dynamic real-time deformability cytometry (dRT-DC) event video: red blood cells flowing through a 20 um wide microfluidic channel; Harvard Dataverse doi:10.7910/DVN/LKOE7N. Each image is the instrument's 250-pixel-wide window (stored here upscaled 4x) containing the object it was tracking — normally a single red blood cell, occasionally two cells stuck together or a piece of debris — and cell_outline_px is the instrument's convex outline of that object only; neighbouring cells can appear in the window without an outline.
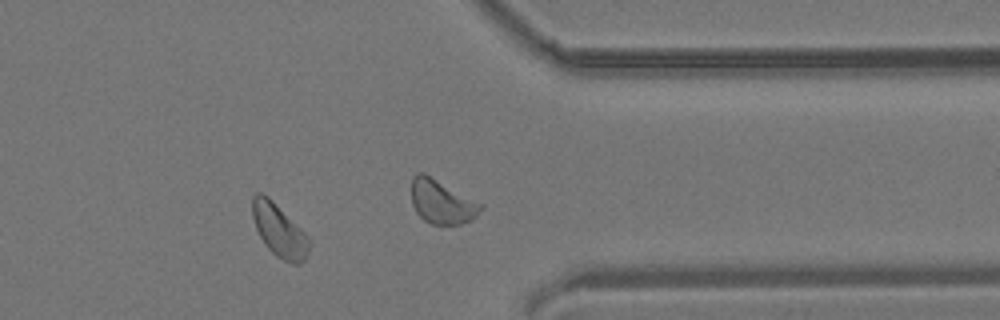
{"species": "common noctule bat (a hibernating species)", "species_latin": "Nyctalus noctula", "temperature_condition": "room temperature", "stored_images_in_passage": 32, "camera_frame_rate_fps": 3000, "um_per_image_px": 0.085, "animal": {"sex": "male", "body_mass_g": 19.2, "forearm_length_mm": 51.8}, "frame": {"image": 1, "passage_image": 23, "time_ms": 7.333, "image_size_px": [1000, 320], "cell_outline_px": [[312, 240], [308, 252], [304, 260], [300, 264], [292, 264], [276, 256], [264, 244], [256, 228], [252, 216], [252, 196], [256, 192], [260, 192], [268, 196]], "centroid_in_image_um": [23.73, 19.6], "position_along_channel_um": 387.7, "area_um2": 17.46}}